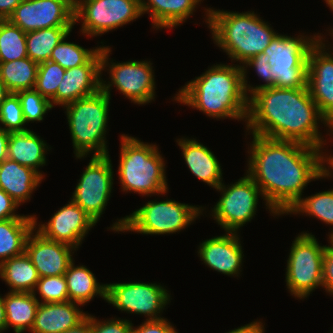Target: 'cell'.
<instances>
[{"instance_id":"cell-14","label":"cell","mask_w":333,"mask_h":333,"mask_svg":"<svg viewBox=\"0 0 333 333\" xmlns=\"http://www.w3.org/2000/svg\"><path fill=\"white\" fill-rule=\"evenodd\" d=\"M106 301L121 311L144 314L148 320L161 319L158 313L170 301L167 290L157 284L113 283L106 284Z\"/></svg>"},{"instance_id":"cell-21","label":"cell","mask_w":333,"mask_h":333,"mask_svg":"<svg viewBox=\"0 0 333 333\" xmlns=\"http://www.w3.org/2000/svg\"><path fill=\"white\" fill-rule=\"evenodd\" d=\"M76 304L81 305L72 301L39 303L32 333H62L77 326L87 314Z\"/></svg>"},{"instance_id":"cell-27","label":"cell","mask_w":333,"mask_h":333,"mask_svg":"<svg viewBox=\"0 0 333 333\" xmlns=\"http://www.w3.org/2000/svg\"><path fill=\"white\" fill-rule=\"evenodd\" d=\"M35 218H11L0 221V264L25 252L30 232L36 230Z\"/></svg>"},{"instance_id":"cell-38","label":"cell","mask_w":333,"mask_h":333,"mask_svg":"<svg viewBox=\"0 0 333 333\" xmlns=\"http://www.w3.org/2000/svg\"><path fill=\"white\" fill-rule=\"evenodd\" d=\"M36 290L43 298L42 303L69 301L67 282L64 275L40 277Z\"/></svg>"},{"instance_id":"cell-23","label":"cell","mask_w":333,"mask_h":333,"mask_svg":"<svg viewBox=\"0 0 333 333\" xmlns=\"http://www.w3.org/2000/svg\"><path fill=\"white\" fill-rule=\"evenodd\" d=\"M43 177L34 169L22 166L9 158L0 164V189L19 205L30 199L31 193Z\"/></svg>"},{"instance_id":"cell-8","label":"cell","mask_w":333,"mask_h":333,"mask_svg":"<svg viewBox=\"0 0 333 333\" xmlns=\"http://www.w3.org/2000/svg\"><path fill=\"white\" fill-rule=\"evenodd\" d=\"M320 36L313 39L291 38L277 34L263 53L270 57L269 64L278 88L307 87V58L310 48Z\"/></svg>"},{"instance_id":"cell-4","label":"cell","mask_w":333,"mask_h":333,"mask_svg":"<svg viewBox=\"0 0 333 333\" xmlns=\"http://www.w3.org/2000/svg\"><path fill=\"white\" fill-rule=\"evenodd\" d=\"M207 10V23L212 37L230 58L242 64L248 59L263 53L273 38V32L267 23L254 12L235 13Z\"/></svg>"},{"instance_id":"cell-44","label":"cell","mask_w":333,"mask_h":333,"mask_svg":"<svg viewBox=\"0 0 333 333\" xmlns=\"http://www.w3.org/2000/svg\"><path fill=\"white\" fill-rule=\"evenodd\" d=\"M22 0H0V20H7Z\"/></svg>"},{"instance_id":"cell-1","label":"cell","mask_w":333,"mask_h":333,"mask_svg":"<svg viewBox=\"0 0 333 333\" xmlns=\"http://www.w3.org/2000/svg\"><path fill=\"white\" fill-rule=\"evenodd\" d=\"M252 143L247 173L274 214L288 213L311 180L331 175L319 148L259 135Z\"/></svg>"},{"instance_id":"cell-18","label":"cell","mask_w":333,"mask_h":333,"mask_svg":"<svg viewBox=\"0 0 333 333\" xmlns=\"http://www.w3.org/2000/svg\"><path fill=\"white\" fill-rule=\"evenodd\" d=\"M30 232L25 243V252L38 271L39 277L64 275L73 261L71 252L75 248L63 242L45 238L38 231Z\"/></svg>"},{"instance_id":"cell-32","label":"cell","mask_w":333,"mask_h":333,"mask_svg":"<svg viewBox=\"0 0 333 333\" xmlns=\"http://www.w3.org/2000/svg\"><path fill=\"white\" fill-rule=\"evenodd\" d=\"M26 57V33L8 20H0V63Z\"/></svg>"},{"instance_id":"cell-41","label":"cell","mask_w":333,"mask_h":333,"mask_svg":"<svg viewBox=\"0 0 333 333\" xmlns=\"http://www.w3.org/2000/svg\"><path fill=\"white\" fill-rule=\"evenodd\" d=\"M322 287L333 294V248L326 246L323 257Z\"/></svg>"},{"instance_id":"cell-24","label":"cell","mask_w":333,"mask_h":333,"mask_svg":"<svg viewBox=\"0 0 333 333\" xmlns=\"http://www.w3.org/2000/svg\"><path fill=\"white\" fill-rule=\"evenodd\" d=\"M46 147V143L31 130L10 132L8 158L34 169L43 177L37 168L46 163Z\"/></svg>"},{"instance_id":"cell-31","label":"cell","mask_w":333,"mask_h":333,"mask_svg":"<svg viewBox=\"0 0 333 333\" xmlns=\"http://www.w3.org/2000/svg\"><path fill=\"white\" fill-rule=\"evenodd\" d=\"M73 27H52L26 33L28 57L40 64L50 60L53 49L67 38Z\"/></svg>"},{"instance_id":"cell-48","label":"cell","mask_w":333,"mask_h":333,"mask_svg":"<svg viewBox=\"0 0 333 333\" xmlns=\"http://www.w3.org/2000/svg\"><path fill=\"white\" fill-rule=\"evenodd\" d=\"M6 329V312L4 306V298L0 296V333Z\"/></svg>"},{"instance_id":"cell-17","label":"cell","mask_w":333,"mask_h":333,"mask_svg":"<svg viewBox=\"0 0 333 333\" xmlns=\"http://www.w3.org/2000/svg\"><path fill=\"white\" fill-rule=\"evenodd\" d=\"M150 61L111 63L109 66L112 84L128 99L145 104L154 99V75Z\"/></svg>"},{"instance_id":"cell-13","label":"cell","mask_w":333,"mask_h":333,"mask_svg":"<svg viewBox=\"0 0 333 333\" xmlns=\"http://www.w3.org/2000/svg\"><path fill=\"white\" fill-rule=\"evenodd\" d=\"M77 0H22L7 19L25 33L52 27H73Z\"/></svg>"},{"instance_id":"cell-12","label":"cell","mask_w":333,"mask_h":333,"mask_svg":"<svg viewBox=\"0 0 333 333\" xmlns=\"http://www.w3.org/2000/svg\"><path fill=\"white\" fill-rule=\"evenodd\" d=\"M112 181L109 155L93 156L81 175L71 200L97 223L109 200Z\"/></svg>"},{"instance_id":"cell-20","label":"cell","mask_w":333,"mask_h":333,"mask_svg":"<svg viewBox=\"0 0 333 333\" xmlns=\"http://www.w3.org/2000/svg\"><path fill=\"white\" fill-rule=\"evenodd\" d=\"M198 253L210 268L226 275L238 276L243 252L236 232L205 240L200 244Z\"/></svg>"},{"instance_id":"cell-28","label":"cell","mask_w":333,"mask_h":333,"mask_svg":"<svg viewBox=\"0 0 333 333\" xmlns=\"http://www.w3.org/2000/svg\"><path fill=\"white\" fill-rule=\"evenodd\" d=\"M0 277L12 288L10 292L29 293H36L35 288L40 279L26 252L0 264Z\"/></svg>"},{"instance_id":"cell-51","label":"cell","mask_w":333,"mask_h":333,"mask_svg":"<svg viewBox=\"0 0 333 333\" xmlns=\"http://www.w3.org/2000/svg\"><path fill=\"white\" fill-rule=\"evenodd\" d=\"M325 2H327V5H329L330 9L333 10V0H326Z\"/></svg>"},{"instance_id":"cell-10","label":"cell","mask_w":333,"mask_h":333,"mask_svg":"<svg viewBox=\"0 0 333 333\" xmlns=\"http://www.w3.org/2000/svg\"><path fill=\"white\" fill-rule=\"evenodd\" d=\"M141 0H77L75 23L83 18L82 33L96 36L140 17Z\"/></svg>"},{"instance_id":"cell-52","label":"cell","mask_w":333,"mask_h":333,"mask_svg":"<svg viewBox=\"0 0 333 333\" xmlns=\"http://www.w3.org/2000/svg\"><path fill=\"white\" fill-rule=\"evenodd\" d=\"M330 237V243H331V247L333 248V233L329 236Z\"/></svg>"},{"instance_id":"cell-16","label":"cell","mask_w":333,"mask_h":333,"mask_svg":"<svg viewBox=\"0 0 333 333\" xmlns=\"http://www.w3.org/2000/svg\"><path fill=\"white\" fill-rule=\"evenodd\" d=\"M322 44L320 37L309 50L307 87L319 112L333 127V56L324 52Z\"/></svg>"},{"instance_id":"cell-45","label":"cell","mask_w":333,"mask_h":333,"mask_svg":"<svg viewBox=\"0 0 333 333\" xmlns=\"http://www.w3.org/2000/svg\"><path fill=\"white\" fill-rule=\"evenodd\" d=\"M10 132L0 127V164L8 158V139Z\"/></svg>"},{"instance_id":"cell-36","label":"cell","mask_w":333,"mask_h":333,"mask_svg":"<svg viewBox=\"0 0 333 333\" xmlns=\"http://www.w3.org/2000/svg\"><path fill=\"white\" fill-rule=\"evenodd\" d=\"M20 100L25 122L42 121L44 114L52 109L51 101L35 89L21 90L16 93Z\"/></svg>"},{"instance_id":"cell-46","label":"cell","mask_w":333,"mask_h":333,"mask_svg":"<svg viewBox=\"0 0 333 333\" xmlns=\"http://www.w3.org/2000/svg\"><path fill=\"white\" fill-rule=\"evenodd\" d=\"M264 327L261 322L255 321L240 328L231 330L227 333H264Z\"/></svg>"},{"instance_id":"cell-22","label":"cell","mask_w":333,"mask_h":333,"mask_svg":"<svg viewBox=\"0 0 333 333\" xmlns=\"http://www.w3.org/2000/svg\"><path fill=\"white\" fill-rule=\"evenodd\" d=\"M177 142L190 171L209 186L218 188L222 184V171L211 150L195 139H178Z\"/></svg>"},{"instance_id":"cell-25","label":"cell","mask_w":333,"mask_h":333,"mask_svg":"<svg viewBox=\"0 0 333 333\" xmlns=\"http://www.w3.org/2000/svg\"><path fill=\"white\" fill-rule=\"evenodd\" d=\"M200 0H141L142 14L150 12L152 23L157 28H173L191 14Z\"/></svg>"},{"instance_id":"cell-30","label":"cell","mask_w":333,"mask_h":333,"mask_svg":"<svg viewBox=\"0 0 333 333\" xmlns=\"http://www.w3.org/2000/svg\"><path fill=\"white\" fill-rule=\"evenodd\" d=\"M39 64L29 57L0 63V80L11 93L34 89Z\"/></svg>"},{"instance_id":"cell-35","label":"cell","mask_w":333,"mask_h":333,"mask_svg":"<svg viewBox=\"0 0 333 333\" xmlns=\"http://www.w3.org/2000/svg\"><path fill=\"white\" fill-rule=\"evenodd\" d=\"M64 73L65 69L58 63L50 60L40 63L34 89L45 98L51 100L56 95Z\"/></svg>"},{"instance_id":"cell-2","label":"cell","mask_w":333,"mask_h":333,"mask_svg":"<svg viewBox=\"0 0 333 333\" xmlns=\"http://www.w3.org/2000/svg\"><path fill=\"white\" fill-rule=\"evenodd\" d=\"M317 120L333 127L321 115L306 88L268 87L249 97L247 129L253 135L299 142L321 149L323 139L318 133Z\"/></svg>"},{"instance_id":"cell-37","label":"cell","mask_w":333,"mask_h":333,"mask_svg":"<svg viewBox=\"0 0 333 333\" xmlns=\"http://www.w3.org/2000/svg\"><path fill=\"white\" fill-rule=\"evenodd\" d=\"M0 122L4 125L3 129L8 132L29 130L23 127L26 122L23 116L20 100L16 93H10L1 104Z\"/></svg>"},{"instance_id":"cell-39","label":"cell","mask_w":333,"mask_h":333,"mask_svg":"<svg viewBox=\"0 0 333 333\" xmlns=\"http://www.w3.org/2000/svg\"><path fill=\"white\" fill-rule=\"evenodd\" d=\"M269 59L270 57L264 53H261L259 55H256L250 59H248L244 64L247 66H252L254 69L257 71L258 76L263 78V80L266 81V84H262L256 87H251L247 85V80H246V69L244 66H242L243 69V84L245 91L250 92V94L263 89V88H268V87H273L274 86V75L271 72L272 66L269 64Z\"/></svg>"},{"instance_id":"cell-49","label":"cell","mask_w":333,"mask_h":333,"mask_svg":"<svg viewBox=\"0 0 333 333\" xmlns=\"http://www.w3.org/2000/svg\"><path fill=\"white\" fill-rule=\"evenodd\" d=\"M9 89L6 85L0 80V106L4 102V100L10 95Z\"/></svg>"},{"instance_id":"cell-9","label":"cell","mask_w":333,"mask_h":333,"mask_svg":"<svg viewBox=\"0 0 333 333\" xmlns=\"http://www.w3.org/2000/svg\"><path fill=\"white\" fill-rule=\"evenodd\" d=\"M326 246L319 245L314 235L301 233L287 260L286 283L292 295L305 298L322 286L323 257Z\"/></svg>"},{"instance_id":"cell-34","label":"cell","mask_w":333,"mask_h":333,"mask_svg":"<svg viewBox=\"0 0 333 333\" xmlns=\"http://www.w3.org/2000/svg\"><path fill=\"white\" fill-rule=\"evenodd\" d=\"M63 38L53 49L50 61L58 63L62 68L70 69L86 64L100 49H84L83 47L65 42Z\"/></svg>"},{"instance_id":"cell-15","label":"cell","mask_w":333,"mask_h":333,"mask_svg":"<svg viewBox=\"0 0 333 333\" xmlns=\"http://www.w3.org/2000/svg\"><path fill=\"white\" fill-rule=\"evenodd\" d=\"M110 48L101 49L84 65L66 69L56 95L50 100L56 105H67L91 96L102 89L101 71L108 65Z\"/></svg>"},{"instance_id":"cell-11","label":"cell","mask_w":333,"mask_h":333,"mask_svg":"<svg viewBox=\"0 0 333 333\" xmlns=\"http://www.w3.org/2000/svg\"><path fill=\"white\" fill-rule=\"evenodd\" d=\"M216 189L223 194L213 208L212 216L226 232H237L255 215L258 195H263L261 189L248 174L227 189L223 184Z\"/></svg>"},{"instance_id":"cell-42","label":"cell","mask_w":333,"mask_h":333,"mask_svg":"<svg viewBox=\"0 0 333 333\" xmlns=\"http://www.w3.org/2000/svg\"><path fill=\"white\" fill-rule=\"evenodd\" d=\"M146 320L138 328L132 329V333H177L166 319Z\"/></svg>"},{"instance_id":"cell-50","label":"cell","mask_w":333,"mask_h":333,"mask_svg":"<svg viewBox=\"0 0 333 333\" xmlns=\"http://www.w3.org/2000/svg\"><path fill=\"white\" fill-rule=\"evenodd\" d=\"M327 159V160H326ZM324 159V161H328L327 163H329L330 167H332L333 169V156H329L328 158Z\"/></svg>"},{"instance_id":"cell-40","label":"cell","mask_w":333,"mask_h":333,"mask_svg":"<svg viewBox=\"0 0 333 333\" xmlns=\"http://www.w3.org/2000/svg\"><path fill=\"white\" fill-rule=\"evenodd\" d=\"M132 323L128 320H114L100 322L91 316V333H132Z\"/></svg>"},{"instance_id":"cell-47","label":"cell","mask_w":333,"mask_h":333,"mask_svg":"<svg viewBox=\"0 0 333 333\" xmlns=\"http://www.w3.org/2000/svg\"><path fill=\"white\" fill-rule=\"evenodd\" d=\"M62 333H91V316L87 315L77 326Z\"/></svg>"},{"instance_id":"cell-7","label":"cell","mask_w":333,"mask_h":333,"mask_svg":"<svg viewBox=\"0 0 333 333\" xmlns=\"http://www.w3.org/2000/svg\"><path fill=\"white\" fill-rule=\"evenodd\" d=\"M200 213V207L172 200L150 201L132 215L115 222L111 229L143 234H170L191 224Z\"/></svg>"},{"instance_id":"cell-33","label":"cell","mask_w":333,"mask_h":333,"mask_svg":"<svg viewBox=\"0 0 333 333\" xmlns=\"http://www.w3.org/2000/svg\"><path fill=\"white\" fill-rule=\"evenodd\" d=\"M306 213L326 224L333 225V190L317 193L307 198H301L289 213Z\"/></svg>"},{"instance_id":"cell-26","label":"cell","mask_w":333,"mask_h":333,"mask_svg":"<svg viewBox=\"0 0 333 333\" xmlns=\"http://www.w3.org/2000/svg\"><path fill=\"white\" fill-rule=\"evenodd\" d=\"M35 293L9 292L4 296L6 329L13 326L15 333H22L27 328L31 331L39 300Z\"/></svg>"},{"instance_id":"cell-6","label":"cell","mask_w":333,"mask_h":333,"mask_svg":"<svg viewBox=\"0 0 333 333\" xmlns=\"http://www.w3.org/2000/svg\"><path fill=\"white\" fill-rule=\"evenodd\" d=\"M121 139L118 173L123 191L143 195L166 193L165 165L156 145L126 135H122Z\"/></svg>"},{"instance_id":"cell-19","label":"cell","mask_w":333,"mask_h":333,"mask_svg":"<svg viewBox=\"0 0 333 333\" xmlns=\"http://www.w3.org/2000/svg\"><path fill=\"white\" fill-rule=\"evenodd\" d=\"M96 222L72 200L57 211L47 223L37 230L45 238L78 248L88 230Z\"/></svg>"},{"instance_id":"cell-43","label":"cell","mask_w":333,"mask_h":333,"mask_svg":"<svg viewBox=\"0 0 333 333\" xmlns=\"http://www.w3.org/2000/svg\"><path fill=\"white\" fill-rule=\"evenodd\" d=\"M18 203L11 198L4 190L0 189V221L11 218H36L34 216H19L14 213Z\"/></svg>"},{"instance_id":"cell-3","label":"cell","mask_w":333,"mask_h":333,"mask_svg":"<svg viewBox=\"0 0 333 333\" xmlns=\"http://www.w3.org/2000/svg\"><path fill=\"white\" fill-rule=\"evenodd\" d=\"M176 101L214 118L247 119L249 97L243 84L242 66L215 65L189 82Z\"/></svg>"},{"instance_id":"cell-29","label":"cell","mask_w":333,"mask_h":333,"mask_svg":"<svg viewBox=\"0 0 333 333\" xmlns=\"http://www.w3.org/2000/svg\"><path fill=\"white\" fill-rule=\"evenodd\" d=\"M69 301L84 305L97 294L106 300V284L100 285L94 274L85 266H74L72 261L64 274Z\"/></svg>"},{"instance_id":"cell-5","label":"cell","mask_w":333,"mask_h":333,"mask_svg":"<svg viewBox=\"0 0 333 333\" xmlns=\"http://www.w3.org/2000/svg\"><path fill=\"white\" fill-rule=\"evenodd\" d=\"M110 86L112 84L103 81L98 93L64 106L77 158L92 150H95L93 156L109 155L103 135L106 134Z\"/></svg>"}]
</instances>
